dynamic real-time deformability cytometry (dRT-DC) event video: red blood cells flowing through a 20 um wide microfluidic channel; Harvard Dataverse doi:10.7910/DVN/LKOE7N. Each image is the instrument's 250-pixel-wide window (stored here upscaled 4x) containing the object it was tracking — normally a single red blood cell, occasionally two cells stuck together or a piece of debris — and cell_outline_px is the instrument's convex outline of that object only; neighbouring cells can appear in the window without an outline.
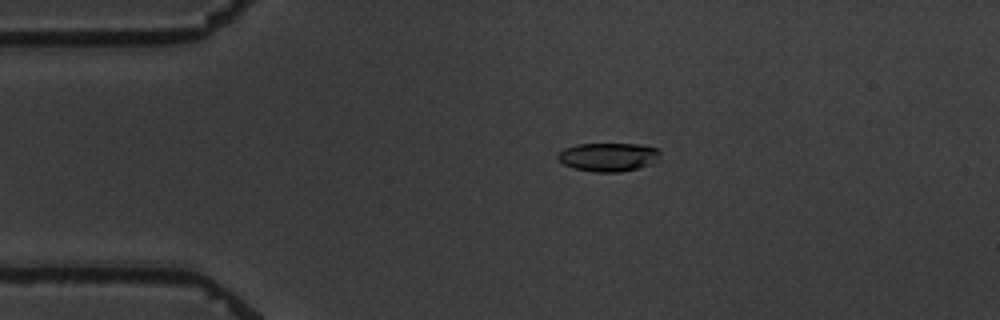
{"species": "common noctule bat (a hibernating species)", "species_latin": "Nyctalus noctula", "temperature_condition": "warm", "stored_images_in_passage": 3, "camera_frame_rate_fps": 3000, "um_per_image_px": 0.085, "animal": {"sex": "male", "body_mass_g": 19.5, "forearm_length_mm": 54.6}, "frame": {"image": 1, "passage_image": 1, "time_ms": 0.0, "image_size_px": [1000, 320], "cell_outline_px": [[660, 160], [652, 164], [620, 172], [596, 172], [572, 168], [556, 160], [556, 156], [564, 148], [576, 144], [640, 144], [656, 148], [660, 152]], "centroid_in_image_um": [51.7, 13.34], "position_along_channel_um": 33.3, "area_um2": 17.22}}
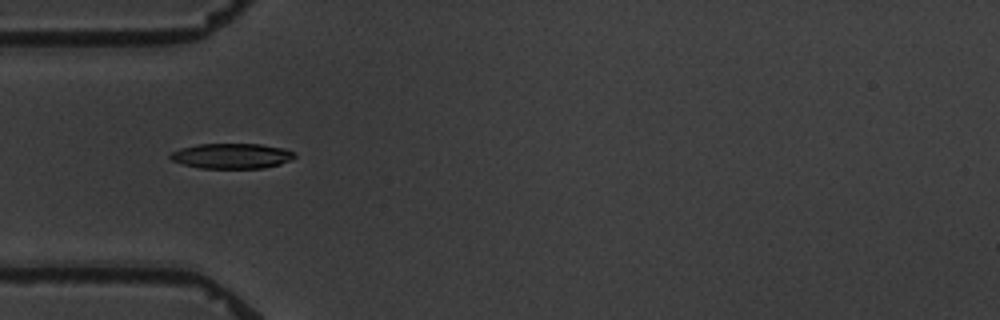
{"frame": {"image": 2, "passage_image": 2, "time_ms": 2.0, "image_size_px": [1000, 320], "cell_outline_px": [[296, 156], [292, 160], [280, 164], [264, 168], [200, 168], [184, 164], [172, 160], [168, 156], [172, 152], [180, 148], [200, 144], [260, 144], [284, 148], [296, 152]], "centroid_in_image_um": [19.74, 13.25], "position_along_channel_um": 65.3, "area_um2": 18.32}}
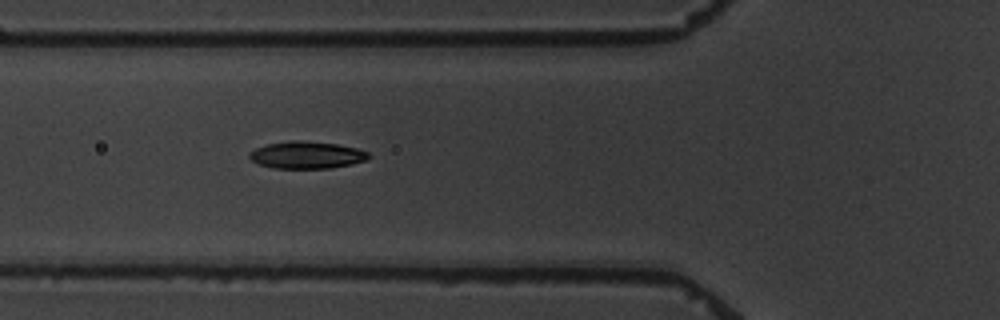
{"frame": {"image": 3, "passage_image": 3, "time_ms": 3.0, "image_size_px": [1000, 320], "cell_outline_px": [[372, 156], [368, 160], [352, 164], [328, 168], [272, 168], [260, 164], [252, 160], [248, 156], [248, 152], [256, 148], [268, 144], [292, 140], [300, 140], [336, 144], [356, 148], [368, 152]], "centroid_in_image_um": [26.09, 13.17], "position_along_channel_um": 99.7, "area_um2": 18.84}}